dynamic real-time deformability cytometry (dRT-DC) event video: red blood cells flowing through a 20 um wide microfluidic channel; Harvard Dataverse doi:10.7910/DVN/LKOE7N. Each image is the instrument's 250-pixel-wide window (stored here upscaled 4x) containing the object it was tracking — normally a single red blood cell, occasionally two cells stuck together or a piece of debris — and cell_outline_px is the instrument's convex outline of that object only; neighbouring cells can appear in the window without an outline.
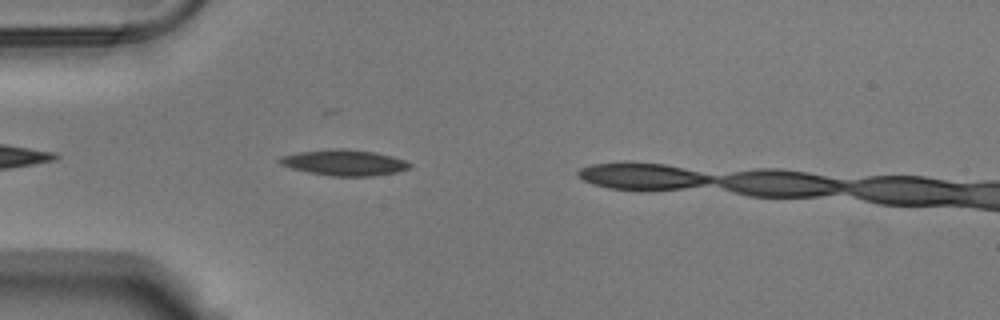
{"species": "Egyptian fruit bat (a non-hibernating species)", "species_latin": "Rousettus aegyptiacus", "temperature_condition": "warm", "stored_images_in_passage": 4, "camera_frame_rate_fps": 3000, "um_per_image_px": 0.085, "animal": {"sex": "male"}, "frame": {"image": 1, "passage_image": 3, "time_ms": 0.667, "image_size_px": [1000, 320], "cell_outline_px": [[408, 168], [392, 172], [364, 176], [340, 176], [312, 172], [296, 168], [284, 164], [280, 160], [284, 156], [304, 152], [368, 152], [388, 156], [400, 160], [408, 164]], "centroid_in_image_um": [29.29, 13.88], "position_along_channel_um": 55.7, "area_um2": 16.88}}